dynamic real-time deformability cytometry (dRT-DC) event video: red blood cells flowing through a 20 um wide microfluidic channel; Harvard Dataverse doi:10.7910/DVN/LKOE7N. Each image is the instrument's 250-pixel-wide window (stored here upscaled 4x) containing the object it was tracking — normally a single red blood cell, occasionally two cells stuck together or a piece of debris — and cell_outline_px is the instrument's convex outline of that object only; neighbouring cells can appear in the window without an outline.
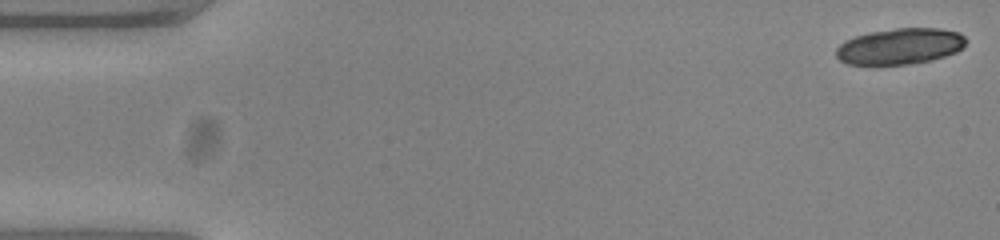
{"species": "common noctule bat (a hibernating species)", "species_latin": "Nyctalus noctula", "temperature_condition": "warm", "stored_images_in_passage": 11, "camera_frame_rate_fps": 3000, "um_per_image_px": 0.085, "animal": {"sex": "female", "body_mass_g": 23.0, "forearm_length_mm": 53.4}, "frame": {"image": 1, "passage_image": 1, "time_ms": 0.0, "image_size_px": [1000, 240], "cell_outline_px": [[968, 40], [956, 52], [932, 60], [908, 64], [848, 64], [840, 60], [836, 56], [836, 48], [844, 40], [868, 32], [896, 28], [940, 28], [960, 32]], "centroid_in_image_um": [76.5, 3.92], "position_along_channel_um": 8.5, "area_um2": 27.28}}